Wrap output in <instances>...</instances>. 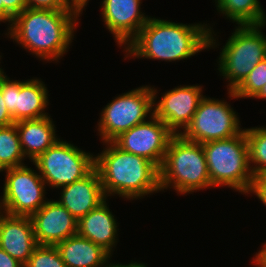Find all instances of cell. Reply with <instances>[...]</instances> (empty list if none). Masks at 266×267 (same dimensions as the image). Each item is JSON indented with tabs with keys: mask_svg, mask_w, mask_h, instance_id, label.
I'll list each match as a JSON object with an SVG mask.
<instances>
[{
	"mask_svg": "<svg viewBox=\"0 0 266 267\" xmlns=\"http://www.w3.org/2000/svg\"><path fill=\"white\" fill-rule=\"evenodd\" d=\"M213 29L207 24H183L149 18L126 46L125 57L165 60L187 59L203 49L216 47Z\"/></svg>",
	"mask_w": 266,
	"mask_h": 267,
	"instance_id": "6da1fadb",
	"label": "cell"
},
{
	"mask_svg": "<svg viewBox=\"0 0 266 267\" xmlns=\"http://www.w3.org/2000/svg\"><path fill=\"white\" fill-rule=\"evenodd\" d=\"M80 14L27 7L13 18L7 36L41 60L58 61L68 52Z\"/></svg>",
	"mask_w": 266,
	"mask_h": 267,
	"instance_id": "7a4b0ae2",
	"label": "cell"
},
{
	"mask_svg": "<svg viewBox=\"0 0 266 267\" xmlns=\"http://www.w3.org/2000/svg\"><path fill=\"white\" fill-rule=\"evenodd\" d=\"M95 155L97 170L106 198L114 194L138 199L159 192V168L148 159L120 149L113 141Z\"/></svg>",
	"mask_w": 266,
	"mask_h": 267,
	"instance_id": "3957f363",
	"label": "cell"
},
{
	"mask_svg": "<svg viewBox=\"0 0 266 267\" xmlns=\"http://www.w3.org/2000/svg\"><path fill=\"white\" fill-rule=\"evenodd\" d=\"M160 190L174 188L180 194L211 188L202 144L174 134L159 168Z\"/></svg>",
	"mask_w": 266,
	"mask_h": 267,
	"instance_id": "277c9868",
	"label": "cell"
},
{
	"mask_svg": "<svg viewBox=\"0 0 266 267\" xmlns=\"http://www.w3.org/2000/svg\"><path fill=\"white\" fill-rule=\"evenodd\" d=\"M212 187L227 186L243 194L252 190L255 177L249 164L245 130L225 140L202 143Z\"/></svg>",
	"mask_w": 266,
	"mask_h": 267,
	"instance_id": "5b68a950",
	"label": "cell"
},
{
	"mask_svg": "<svg viewBox=\"0 0 266 267\" xmlns=\"http://www.w3.org/2000/svg\"><path fill=\"white\" fill-rule=\"evenodd\" d=\"M265 25H238L221 49L218 70L229 82L228 91H234L266 58V36L261 32Z\"/></svg>",
	"mask_w": 266,
	"mask_h": 267,
	"instance_id": "8992f818",
	"label": "cell"
},
{
	"mask_svg": "<svg viewBox=\"0 0 266 267\" xmlns=\"http://www.w3.org/2000/svg\"><path fill=\"white\" fill-rule=\"evenodd\" d=\"M93 156L95 155L58 139L33 164L45 184L60 188L87 176L95 168Z\"/></svg>",
	"mask_w": 266,
	"mask_h": 267,
	"instance_id": "52a82bcc",
	"label": "cell"
},
{
	"mask_svg": "<svg viewBox=\"0 0 266 267\" xmlns=\"http://www.w3.org/2000/svg\"><path fill=\"white\" fill-rule=\"evenodd\" d=\"M153 103L154 92L147 85L115 97L102 109L98 122L102 142L113 141L124 131L145 122L154 113Z\"/></svg>",
	"mask_w": 266,
	"mask_h": 267,
	"instance_id": "ba28073f",
	"label": "cell"
},
{
	"mask_svg": "<svg viewBox=\"0 0 266 267\" xmlns=\"http://www.w3.org/2000/svg\"><path fill=\"white\" fill-rule=\"evenodd\" d=\"M239 123L240 120L230 104L224 100L204 96L190 124L180 134L185 139L200 144L225 140L244 130L240 128Z\"/></svg>",
	"mask_w": 266,
	"mask_h": 267,
	"instance_id": "9c48e42d",
	"label": "cell"
},
{
	"mask_svg": "<svg viewBox=\"0 0 266 267\" xmlns=\"http://www.w3.org/2000/svg\"><path fill=\"white\" fill-rule=\"evenodd\" d=\"M5 172L1 211L10 215L31 216L47 202L44 200L46 184L39 172L26 165L8 168Z\"/></svg>",
	"mask_w": 266,
	"mask_h": 267,
	"instance_id": "30bf717a",
	"label": "cell"
},
{
	"mask_svg": "<svg viewBox=\"0 0 266 267\" xmlns=\"http://www.w3.org/2000/svg\"><path fill=\"white\" fill-rule=\"evenodd\" d=\"M149 119L124 131L113 142L120 149L142 156L160 168L174 133L154 114Z\"/></svg>",
	"mask_w": 266,
	"mask_h": 267,
	"instance_id": "8fae6325",
	"label": "cell"
},
{
	"mask_svg": "<svg viewBox=\"0 0 266 267\" xmlns=\"http://www.w3.org/2000/svg\"><path fill=\"white\" fill-rule=\"evenodd\" d=\"M1 91L14 123L49 116L44 111L49 100L43 81L37 78L25 81L10 80L5 75L1 77Z\"/></svg>",
	"mask_w": 266,
	"mask_h": 267,
	"instance_id": "7c38bea8",
	"label": "cell"
},
{
	"mask_svg": "<svg viewBox=\"0 0 266 267\" xmlns=\"http://www.w3.org/2000/svg\"><path fill=\"white\" fill-rule=\"evenodd\" d=\"M152 90L154 92L153 114L163 121L174 134H180V128L183 131L185 130L190 124L200 101L204 98L203 93H201L203 92L202 86L197 84L180 85L166 91L157 102L158 92L154 87H152Z\"/></svg>",
	"mask_w": 266,
	"mask_h": 267,
	"instance_id": "4fadbf2b",
	"label": "cell"
},
{
	"mask_svg": "<svg viewBox=\"0 0 266 267\" xmlns=\"http://www.w3.org/2000/svg\"><path fill=\"white\" fill-rule=\"evenodd\" d=\"M142 0H103L102 19L119 46L128 45L150 17L140 11Z\"/></svg>",
	"mask_w": 266,
	"mask_h": 267,
	"instance_id": "5bb4252c",
	"label": "cell"
},
{
	"mask_svg": "<svg viewBox=\"0 0 266 267\" xmlns=\"http://www.w3.org/2000/svg\"><path fill=\"white\" fill-rule=\"evenodd\" d=\"M30 219L38 245H56L77 234L78 220L57 200H47Z\"/></svg>",
	"mask_w": 266,
	"mask_h": 267,
	"instance_id": "9a60e30c",
	"label": "cell"
},
{
	"mask_svg": "<svg viewBox=\"0 0 266 267\" xmlns=\"http://www.w3.org/2000/svg\"><path fill=\"white\" fill-rule=\"evenodd\" d=\"M38 246L30 216L0 210V248L25 265Z\"/></svg>",
	"mask_w": 266,
	"mask_h": 267,
	"instance_id": "2e32d148",
	"label": "cell"
},
{
	"mask_svg": "<svg viewBox=\"0 0 266 267\" xmlns=\"http://www.w3.org/2000/svg\"><path fill=\"white\" fill-rule=\"evenodd\" d=\"M61 188L58 202L77 220L107 199L95 168L84 178Z\"/></svg>",
	"mask_w": 266,
	"mask_h": 267,
	"instance_id": "e0dca14e",
	"label": "cell"
},
{
	"mask_svg": "<svg viewBox=\"0 0 266 267\" xmlns=\"http://www.w3.org/2000/svg\"><path fill=\"white\" fill-rule=\"evenodd\" d=\"M106 199L87 215L78 219L77 234L102 247L110 255L117 241V223Z\"/></svg>",
	"mask_w": 266,
	"mask_h": 267,
	"instance_id": "ac0fdd59",
	"label": "cell"
},
{
	"mask_svg": "<svg viewBox=\"0 0 266 267\" xmlns=\"http://www.w3.org/2000/svg\"><path fill=\"white\" fill-rule=\"evenodd\" d=\"M61 259L67 267H112L110 255L102 247L79 234L57 243Z\"/></svg>",
	"mask_w": 266,
	"mask_h": 267,
	"instance_id": "d6986e66",
	"label": "cell"
},
{
	"mask_svg": "<svg viewBox=\"0 0 266 267\" xmlns=\"http://www.w3.org/2000/svg\"><path fill=\"white\" fill-rule=\"evenodd\" d=\"M51 116L16 122L25 158L31 162L50 148L58 139Z\"/></svg>",
	"mask_w": 266,
	"mask_h": 267,
	"instance_id": "ffe728a7",
	"label": "cell"
},
{
	"mask_svg": "<svg viewBox=\"0 0 266 267\" xmlns=\"http://www.w3.org/2000/svg\"><path fill=\"white\" fill-rule=\"evenodd\" d=\"M219 13L237 25L266 24V14L258 0H215Z\"/></svg>",
	"mask_w": 266,
	"mask_h": 267,
	"instance_id": "44dd1931",
	"label": "cell"
},
{
	"mask_svg": "<svg viewBox=\"0 0 266 267\" xmlns=\"http://www.w3.org/2000/svg\"><path fill=\"white\" fill-rule=\"evenodd\" d=\"M25 159L16 123L0 127V164L5 169L20 167Z\"/></svg>",
	"mask_w": 266,
	"mask_h": 267,
	"instance_id": "7402d4cb",
	"label": "cell"
},
{
	"mask_svg": "<svg viewBox=\"0 0 266 267\" xmlns=\"http://www.w3.org/2000/svg\"><path fill=\"white\" fill-rule=\"evenodd\" d=\"M244 130L248 142L250 168L257 178L266 174V127H252Z\"/></svg>",
	"mask_w": 266,
	"mask_h": 267,
	"instance_id": "603a6c76",
	"label": "cell"
},
{
	"mask_svg": "<svg viewBox=\"0 0 266 267\" xmlns=\"http://www.w3.org/2000/svg\"><path fill=\"white\" fill-rule=\"evenodd\" d=\"M266 83V58L259 62L234 90L228 91L232 98H254Z\"/></svg>",
	"mask_w": 266,
	"mask_h": 267,
	"instance_id": "cb8c5ba5",
	"label": "cell"
},
{
	"mask_svg": "<svg viewBox=\"0 0 266 267\" xmlns=\"http://www.w3.org/2000/svg\"><path fill=\"white\" fill-rule=\"evenodd\" d=\"M24 267H67L55 245H38Z\"/></svg>",
	"mask_w": 266,
	"mask_h": 267,
	"instance_id": "d4e9b609",
	"label": "cell"
},
{
	"mask_svg": "<svg viewBox=\"0 0 266 267\" xmlns=\"http://www.w3.org/2000/svg\"><path fill=\"white\" fill-rule=\"evenodd\" d=\"M27 7L32 9H50L56 11H79L69 0H26Z\"/></svg>",
	"mask_w": 266,
	"mask_h": 267,
	"instance_id": "484cf974",
	"label": "cell"
},
{
	"mask_svg": "<svg viewBox=\"0 0 266 267\" xmlns=\"http://www.w3.org/2000/svg\"><path fill=\"white\" fill-rule=\"evenodd\" d=\"M0 4L13 16L20 14L27 8L26 0H0Z\"/></svg>",
	"mask_w": 266,
	"mask_h": 267,
	"instance_id": "4316f807",
	"label": "cell"
},
{
	"mask_svg": "<svg viewBox=\"0 0 266 267\" xmlns=\"http://www.w3.org/2000/svg\"><path fill=\"white\" fill-rule=\"evenodd\" d=\"M250 193L255 194L266 206V174L255 178Z\"/></svg>",
	"mask_w": 266,
	"mask_h": 267,
	"instance_id": "83f0119b",
	"label": "cell"
},
{
	"mask_svg": "<svg viewBox=\"0 0 266 267\" xmlns=\"http://www.w3.org/2000/svg\"><path fill=\"white\" fill-rule=\"evenodd\" d=\"M14 124L12 115L9 113L1 91V77H0V127H5Z\"/></svg>",
	"mask_w": 266,
	"mask_h": 267,
	"instance_id": "f1b7e54d",
	"label": "cell"
},
{
	"mask_svg": "<svg viewBox=\"0 0 266 267\" xmlns=\"http://www.w3.org/2000/svg\"><path fill=\"white\" fill-rule=\"evenodd\" d=\"M0 267H24V265L0 248Z\"/></svg>",
	"mask_w": 266,
	"mask_h": 267,
	"instance_id": "f546056e",
	"label": "cell"
},
{
	"mask_svg": "<svg viewBox=\"0 0 266 267\" xmlns=\"http://www.w3.org/2000/svg\"><path fill=\"white\" fill-rule=\"evenodd\" d=\"M13 18L14 17L3 7V4H0V22H9L8 25L11 26Z\"/></svg>",
	"mask_w": 266,
	"mask_h": 267,
	"instance_id": "4dcf8cb0",
	"label": "cell"
},
{
	"mask_svg": "<svg viewBox=\"0 0 266 267\" xmlns=\"http://www.w3.org/2000/svg\"><path fill=\"white\" fill-rule=\"evenodd\" d=\"M89 0H69L72 6L78 9L81 13L83 12V8L85 5L87 6Z\"/></svg>",
	"mask_w": 266,
	"mask_h": 267,
	"instance_id": "1f68e13d",
	"label": "cell"
},
{
	"mask_svg": "<svg viewBox=\"0 0 266 267\" xmlns=\"http://www.w3.org/2000/svg\"><path fill=\"white\" fill-rule=\"evenodd\" d=\"M255 255L266 266V243L263 245V248Z\"/></svg>",
	"mask_w": 266,
	"mask_h": 267,
	"instance_id": "d6a6232c",
	"label": "cell"
},
{
	"mask_svg": "<svg viewBox=\"0 0 266 267\" xmlns=\"http://www.w3.org/2000/svg\"><path fill=\"white\" fill-rule=\"evenodd\" d=\"M112 267H147L144 263H137L132 261L131 263H129L128 265H122V264H114Z\"/></svg>",
	"mask_w": 266,
	"mask_h": 267,
	"instance_id": "836d02e7",
	"label": "cell"
},
{
	"mask_svg": "<svg viewBox=\"0 0 266 267\" xmlns=\"http://www.w3.org/2000/svg\"><path fill=\"white\" fill-rule=\"evenodd\" d=\"M254 98L266 99V83L264 84L263 88L259 91V93Z\"/></svg>",
	"mask_w": 266,
	"mask_h": 267,
	"instance_id": "e575fe53",
	"label": "cell"
},
{
	"mask_svg": "<svg viewBox=\"0 0 266 267\" xmlns=\"http://www.w3.org/2000/svg\"><path fill=\"white\" fill-rule=\"evenodd\" d=\"M253 262L257 267H266L256 256Z\"/></svg>",
	"mask_w": 266,
	"mask_h": 267,
	"instance_id": "d590c367",
	"label": "cell"
},
{
	"mask_svg": "<svg viewBox=\"0 0 266 267\" xmlns=\"http://www.w3.org/2000/svg\"><path fill=\"white\" fill-rule=\"evenodd\" d=\"M0 57H2L1 55H0ZM0 60H1V58H0ZM1 63V62H0ZM2 76H5V74H4V71H3V69L2 68H0V77H2Z\"/></svg>",
	"mask_w": 266,
	"mask_h": 267,
	"instance_id": "8d00e7d4",
	"label": "cell"
},
{
	"mask_svg": "<svg viewBox=\"0 0 266 267\" xmlns=\"http://www.w3.org/2000/svg\"><path fill=\"white\" fill-rule=\"evenodd\" d=\"M6 169L0 164V172L5 171Z\"/></svg>",
	"mask_w": 266,
	"mask_h": 267,
	"instance_id": "74e56055",
	"label": "cell"
}]
</instances>
